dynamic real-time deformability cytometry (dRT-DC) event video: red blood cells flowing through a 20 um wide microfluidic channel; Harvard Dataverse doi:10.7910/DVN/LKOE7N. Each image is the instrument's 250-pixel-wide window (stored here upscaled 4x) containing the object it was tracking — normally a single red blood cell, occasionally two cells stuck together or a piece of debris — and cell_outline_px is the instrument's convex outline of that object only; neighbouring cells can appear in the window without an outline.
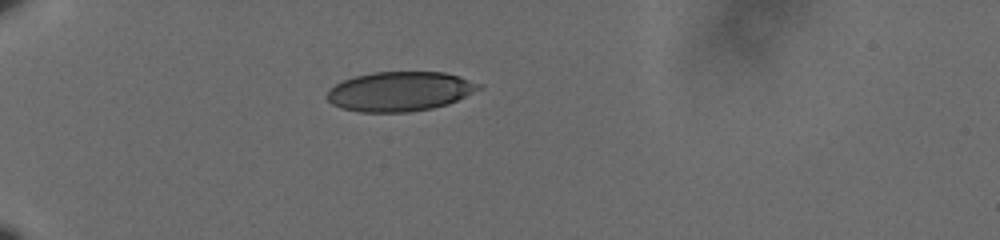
{"species": "human", "species_latin": "Homo sapiens", "temperature_condition": "cold", "stored_images_in_passage": 41, "camera_frame_rate_fps": 3000, "um_per_image_px": 0.085, "donor": {"sex": "male"}, "frame": {"image": 1, "passage_image": 1, "time_ms": 0.0, "image_size_px": [1000, 240], "cell_outline_px": [[484, 88], [448, 104], [432, 108], [408, 112], [360, 112], [340, 108], [332, 104], [324, 96], [336, 84], [344, 80], [356, 76], [372, 72], [444, 72], [460, 76], [480, 84]], "centroid_in_image_um": [34.0, 7.77], "position_along_channel_um": 51.0, "area_um2": 35.03}}
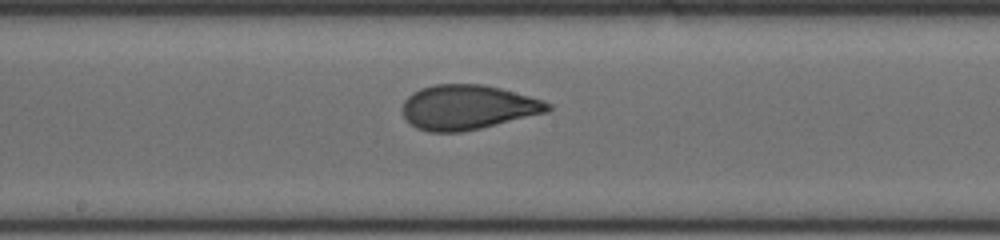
{"frame": {"image": 2, "passage_image": 17, "time_ms": 5.333, "image_size_px": [1000, 240], "cell_outline_px": [[552, 108], [548, 112], [480, 128], [460, 132], [428, 132], [416, 128], [404, 116], [400, 108], [404, 100], [412, 92], [420, 88], [436, 84], [484, 84], [500, 88], [544, 100], [552, 104]], "centroid_in_image_um": [39.74, 9.11], "position_along_channel_um": 208.5, "area_um2": 37.97}}
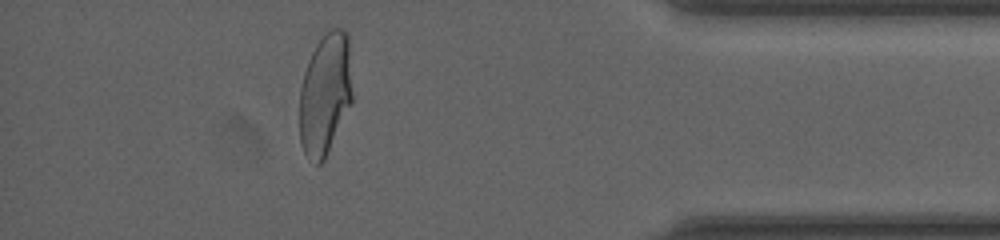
{"frame": {"image": 3, "passage_image": 36, "time_ms": 11.667, "image_size_px": [1000, 240], "cell_outline_px": [[352, 100], [324, 160], [320, 164], [316, 164], [308, 160], [304, 152], [300, 140], [300, 88], [304, 72], [308, 60], [316, 44], [332, 28], [344, 28], [348, 32], [352, 92]], "centroid_in_image_um": [27.63, 7.99], "position_along_channel_um": 407.6, "area_um2": 37.34}, "authors_computed_cell_mechanics": {"area_um2": 37.3388, "velocity_mm_per_s": 3.6053, "shape_relaxation_time_tau1_ms": 8.027, "shape_relaxation_time_tau2_ms": 0.7493, "deformation_change_tau1": 0.2126, "deformation_change_tau2": 0.0625}}